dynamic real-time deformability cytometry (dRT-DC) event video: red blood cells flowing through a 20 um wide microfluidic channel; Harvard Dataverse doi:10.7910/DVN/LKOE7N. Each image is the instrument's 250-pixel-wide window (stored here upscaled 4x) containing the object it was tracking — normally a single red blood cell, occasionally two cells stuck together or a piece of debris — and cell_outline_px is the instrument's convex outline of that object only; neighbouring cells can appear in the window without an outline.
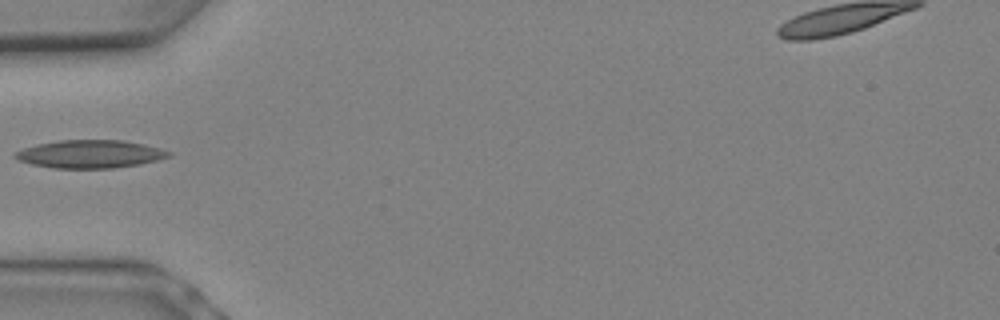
{"species": "Egyptian fruit bat (a non-hibernating species)", "species_latin": "Rousettus aegyptiacus", "temperature_condition": "warm", "stored_images_in_passage": 4, "camera_frame_rate_fps": 3000, "um_per_image_px": 0.085, "animal": {"sex": "female"}, "frame": {"image": 1, "passage_image": 2, "time_ms": 0.333, "image_size_px": [1000, 320], "cell_outline_px": [[172, 156], [140, 164], [112, 168], [52, 168], [32, 164], [20, 160], [12, 156], [16, 152], [24, 148], [36, 144], [60, 140], [124, 140], [144, 144], [160, 148], [172, 152]], "centroid_in_image_um": [7.68, 13.09], "position_along_channel_um": 77.3, "area_um2": 25.03}}
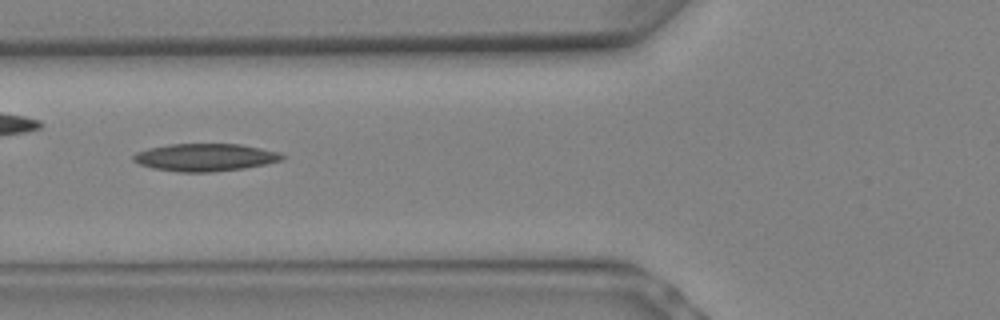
{"frame": {"image": 2, "passage_image": 3, "time_ms": 0.667, "image_size_px": [1000, 320], "cell_outline_px": [[288, 156], [284, 160], [244, 168], [212, 172], [180, 172], [152, 168], [140, 164], [132, 160], [132, 156], [136, 152], [148, 148], [168, 144], [240, 144], [280, 152]], "centroid_in_image_um": [17.45, 13.37], "position_along_channel_um": 108.3, "area_um2": 24.04}}